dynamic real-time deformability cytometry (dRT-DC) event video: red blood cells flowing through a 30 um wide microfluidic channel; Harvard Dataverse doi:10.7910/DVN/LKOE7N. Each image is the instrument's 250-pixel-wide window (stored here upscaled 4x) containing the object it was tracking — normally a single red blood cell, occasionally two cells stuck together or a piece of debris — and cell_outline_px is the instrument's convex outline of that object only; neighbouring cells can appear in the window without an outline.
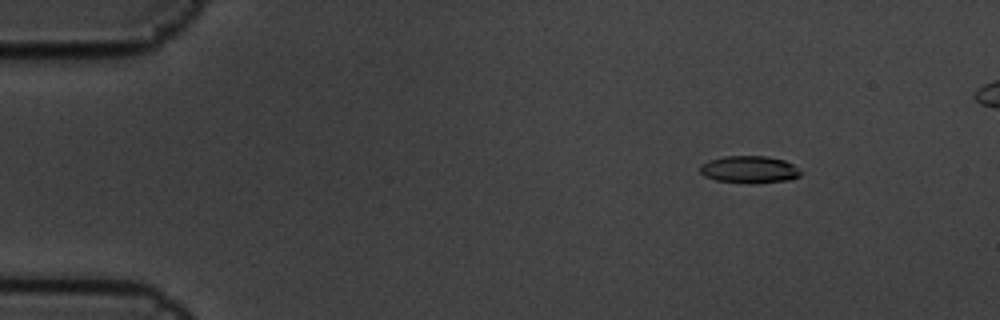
{"species": "common noctule bat (a hibernating species)", "species_latin": "Nyctalus noctula", "temperature_condition": "cold", "stored_images_in_passage": 7, "camera_frame_rate_fps": 3000, "um_per_image_px": 0.085, "animal": {"sex": "male", "body_mass_g": 19.5, "forearm_length_mm": 54.6}, "frame": {"image": 1, "passage_image": 3, "time_ms": 0.667, "image_size_px": [1000, 320], "cell_outline_px": [[804, 172], [800, 176], [788, 180], [756, 184], [748, 184], [716, 180], [704, 176], [700, 172], [700, 164], [708, 160], [724, 156], [764, 156], [784, 160], [792, 164]], "centroid_in_image_um": [63.7, 14.42], "position_along_channel_um": 21.3, "area_um2": 16.24}}